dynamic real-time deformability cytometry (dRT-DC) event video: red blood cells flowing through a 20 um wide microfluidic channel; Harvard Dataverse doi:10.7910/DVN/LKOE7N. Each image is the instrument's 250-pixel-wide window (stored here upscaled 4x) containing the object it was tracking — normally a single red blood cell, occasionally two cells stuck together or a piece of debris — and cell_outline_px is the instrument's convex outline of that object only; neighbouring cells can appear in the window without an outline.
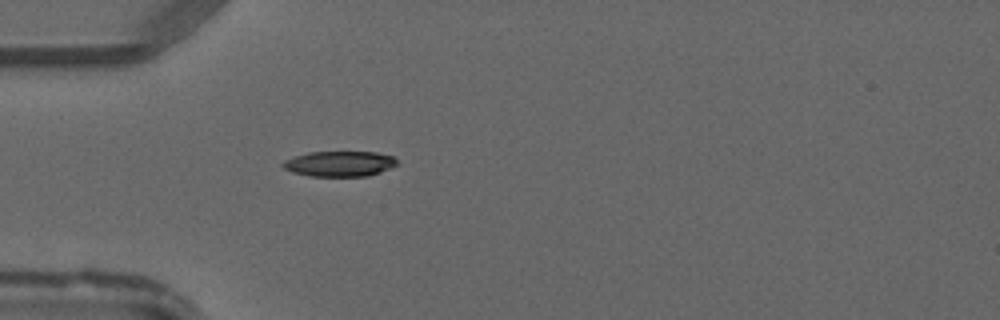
{"species": "common noctule bat (a hibernating species)", "species_latin": "Nyctalus noctula", "temperature_condition": "warm", "stored_images_in_passage": 36, "camera_frame_rate_fps": 3000, "um_per_image_px": 0.085, "animal": {"sex": "male", "forearm_length_mm": 52.5}, "frame": {"image": 1, "passage_image": 9, "time_ms": 2.667, "image_size_px": [1000, 320], "cell_outline_px": [[400, 164], [392, 168], [368, 176], [308, 176], [292, 172], [284, 168], [280, 164], [284, 160], [308, 152], [376, 152], [392, 156]], "centroid_in_image_um": [28.87, 13.92], "position_along_channel_um": 56.1, "area_um2": 16.99}}
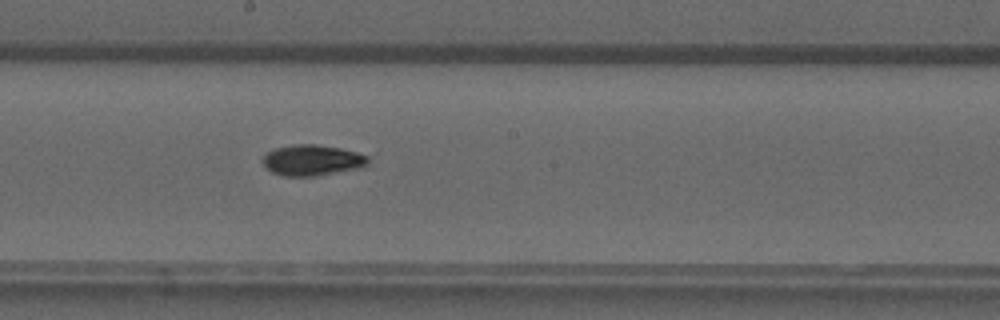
{"frame": {"image": 2, "passage_image": 21, "time_ms": 6.667, "image_size_px": [1000, 320], "cell_outline_px": [[368, 164], [360, 168], [316, 176], [284, 176], [272, 172], [260, 160], [268, 152], [276, 148], [292, 144], [316, 144], [340, 148], [356, 152], [368, 156]], "centroid_in_image_um": [26.53, 13.61], "position_along_channel_um": 221.7, "area_um2": 18.9}}
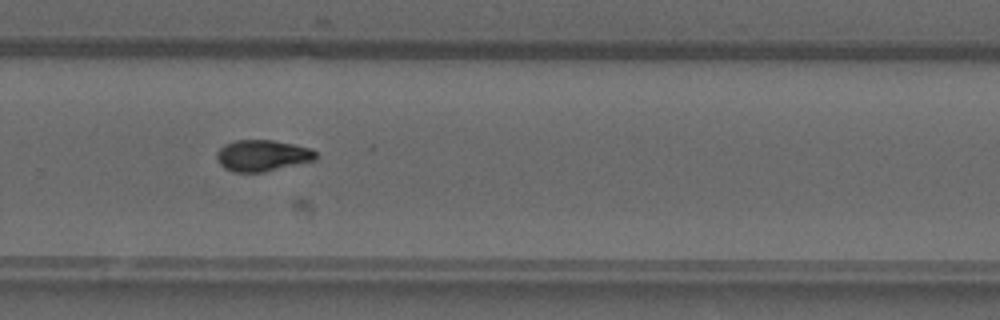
{"frame": {"image": 3, "passage_image": 27, "time_ms": 8.667, "image_size_px": [1000, 320], "cell_outline_px": [[316, 160], [264, 172], [236, 172], [224, 168], [216, 160], [216, 152], [224, 144], [236, 140], [272, 140], [292, 144], [308, 148], [316, 152]], "centroid_in_image_um": [22.26, 13.22], "position_along_channel_um": 307.5, "area_um2": 18.03}}